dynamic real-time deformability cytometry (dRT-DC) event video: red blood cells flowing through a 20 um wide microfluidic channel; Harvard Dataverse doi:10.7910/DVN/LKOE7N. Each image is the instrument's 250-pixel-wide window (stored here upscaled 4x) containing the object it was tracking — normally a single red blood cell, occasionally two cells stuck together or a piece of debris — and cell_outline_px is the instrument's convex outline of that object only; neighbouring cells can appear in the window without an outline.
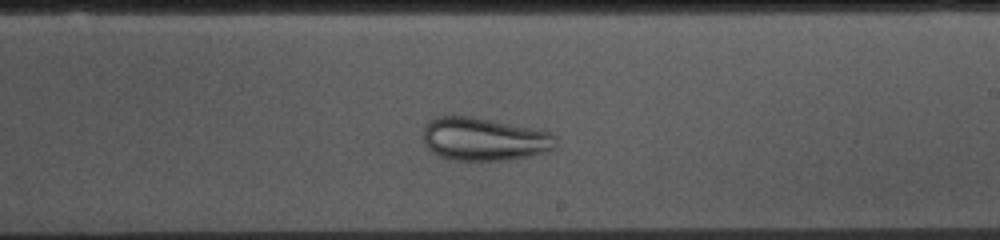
{"species": "common noctule bat (a hibernating species)", "species_latin": "Nyctalus noctula", "temperature_condition": "cold", "stored_images_in_passage": 39, "camera_frame_rate_fps": 3000, "um_per_image_px": 0.085, "animal": {"sex": "female", "body_mass_g": 10.0, "forearm_length_mm": 53.1}, "frame": {"image": 1, "passage_image": 26, "time_ms": 8.333, "image_size_px": [1000, 240], "cell_outline_px": [[556, 148], [548, 152], [508, 160], [456, 160], [440, 156], [432, 152], [424, 144], [424, 128], [428, 120], [436, 116], [468, 116], [492, 120], [548, 132], [556, 136]], "centroid_in_image_um": [41.14, 11.83], "position_along_channel_um": 247.9, "area_um2": 33.18}}
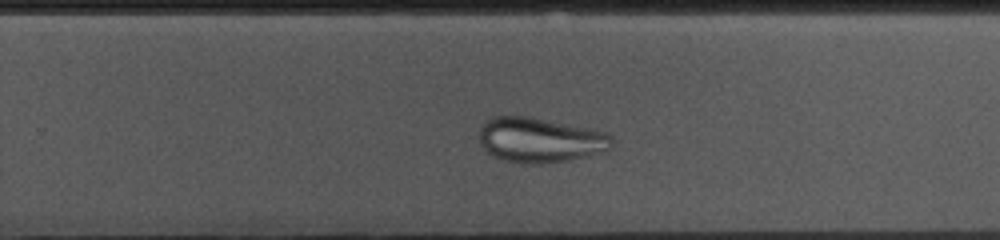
{"frame": {"image": 2, "passage_image": 29, "time_ms": 9.333, "image_size_px": [1000, 240], "cell_outline_px": [[612, 148], [608, 152], [568, 160], [540, 164], [524, 164], [504, 160], [492, 156], [480, 144], [480, 128], [484, 120], [492, 116], [524, 116], [588, 128], [608, 132], [612, 136]], "centroid_in_image_um": [45.92, 11.91], "position_along_channel_um": 283.9, "area_um2": 34.97}}
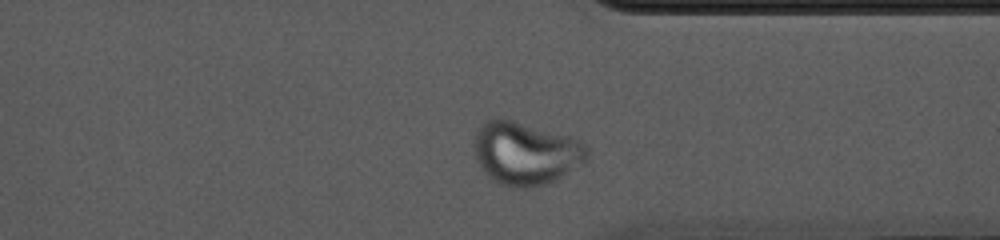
{"frame": {"image": 3, "passage_image": 36, "time_ms": 11.667, "image_size_px": [1000, 240], "cell_outline_px": [[588, 156], [584, 160], [560, 176], [544, 184], [528, 188], [512, 188], [500, 184], [492, 180], [484, 172], [476, 160], [476, 132], [480, 124], [488, 120], [500, 116], [576, 136], [588, 148]], "centroid_in_image_um": [44.67, 12.97], "position_along_channel_um": 366.7, "area_um2": 41.67}}